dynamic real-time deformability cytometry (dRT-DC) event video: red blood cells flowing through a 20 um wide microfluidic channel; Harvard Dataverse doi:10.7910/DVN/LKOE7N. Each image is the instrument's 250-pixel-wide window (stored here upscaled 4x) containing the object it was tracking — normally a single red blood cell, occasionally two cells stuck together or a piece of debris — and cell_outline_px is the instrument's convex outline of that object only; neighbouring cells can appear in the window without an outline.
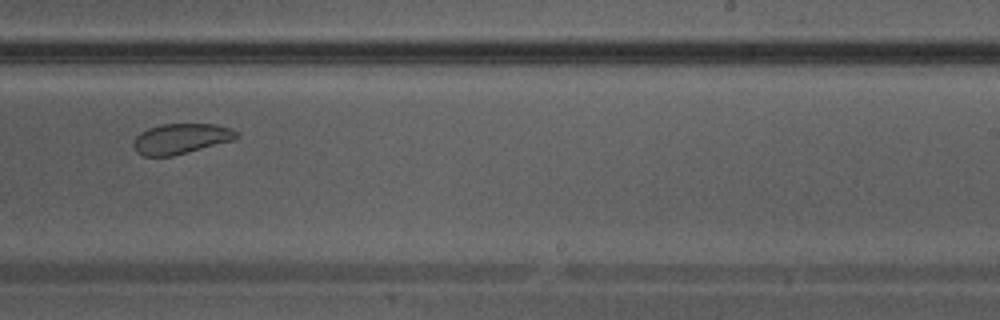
{"species": "Egyptian fruit bat (a non-hibernating species)", "species_latin": "Rousettus aegyptiacus", "temperature_condition": "warm", "stored_images_in_passage": 34, "camera_frame_rate_fps": 3000, "um_per_image_px": 0.085, "animal": {"sex": "male"}, "frame": {"image": 1, "passage_image": 20, "time_ms": 6.333, "image_size_px": [1000, 320], "cell_outline_px": [[240, 136], [236, 140], [172, 156], [144, 156], [136, 152], [132, 144], [136, 136], [140, 132], [148, 128], [160, 124], [216, 124], [232, 128], [240, 132]], "centroid_in_image_um": [15.43, 11.78], "position_along_channel_um": 273.6, "area_um2": 18.55}}